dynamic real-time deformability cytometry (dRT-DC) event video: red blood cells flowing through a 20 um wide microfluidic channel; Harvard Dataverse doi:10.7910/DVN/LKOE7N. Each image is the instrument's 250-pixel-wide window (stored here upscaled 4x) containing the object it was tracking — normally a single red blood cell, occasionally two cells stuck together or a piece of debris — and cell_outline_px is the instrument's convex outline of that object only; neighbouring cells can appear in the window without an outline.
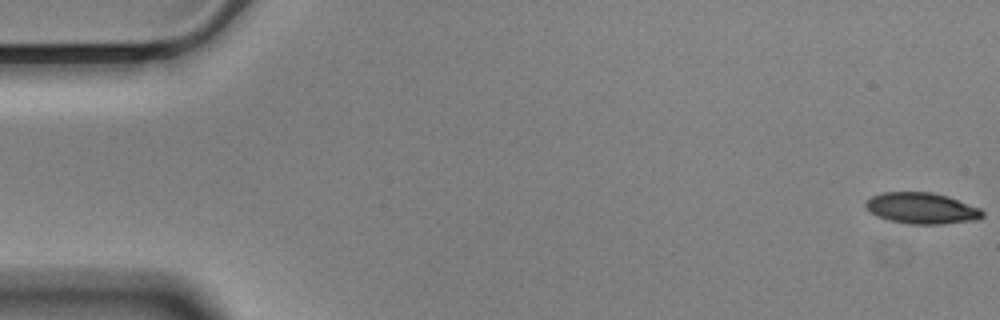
{"species": "Egyptian fruit bat (a non-hibernating species)", "species_latin": "Rousettus aegyptiacus", "temperature_condition": "cold", "stored_images_in_passage": 16, "camera_frame_rate_fps": 3000, "um_per_image_px": 0.085, "animal": {"sex": "male"}, "frame": {"image": 1, "passage_image": 1, "time_ms": 0.0, "image_size_px": [1000, 320], "cell_outline_px": [[984, 216], [976, 220], [940, 224], [908, 224], [888, 220], [876, 216], [864, 204], [872, 196], [880, 192], [932, 192], [948, 196], [980, 208], [984, 212]], "centroid_in_image_um": [78.36, 17.7], "position_along_channel_um": 6.6, "area_um2": 21.21}}
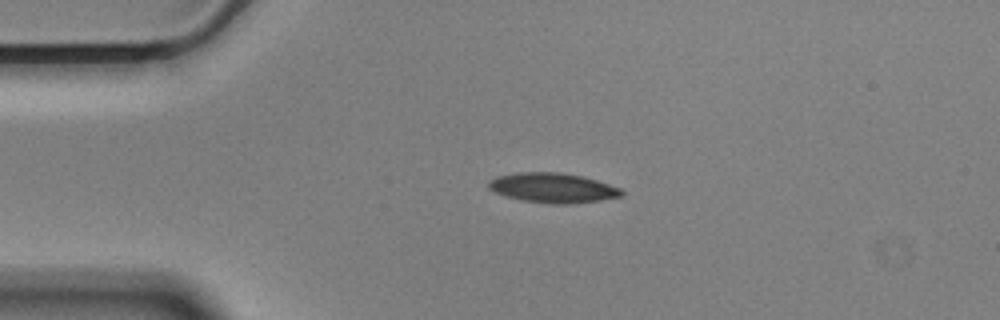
{"frame": {"image": 2, "passage_image": 13, "time_ms": 4.0, "image_size_px": [1000, 320], "cell_outline_px": [[624, 196], [600, 200], [568, 204], [552, 204], [524, 200], [508, 196], [496, 192], [488, 188], [488, 180], [496, 176], [516, 172], [560, 172], [584, 176], [620, 188], [624, 192]], "centroid_in_image_um": [47.0, 15.95], "position_along_channel_um": 38.0, "area_um2": 23.06}}